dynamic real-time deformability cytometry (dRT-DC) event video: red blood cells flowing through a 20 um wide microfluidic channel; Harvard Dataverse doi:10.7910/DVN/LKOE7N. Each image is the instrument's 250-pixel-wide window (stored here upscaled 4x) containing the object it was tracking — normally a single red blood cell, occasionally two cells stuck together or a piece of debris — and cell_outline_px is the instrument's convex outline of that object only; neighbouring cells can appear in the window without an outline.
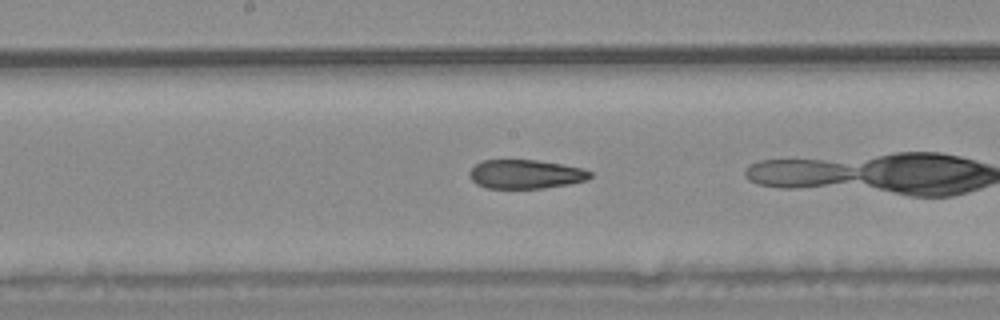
{"species": "common noctule bat (a hibernating species)", "species_latin": "Nyctalus noctula", "temperature_condition": "warm", "stored_images_in_passage": 39, "camera_frame_rate_fps": 3000, "um_per_image_px": 0.085, "animal": {"sex": "male", "body_mass_g": 20.4}, "frame": {"image": 1, "passage_image": 25, "time_ms": 8.0, "image_size_px": [1000, 320], "cell_outline_px": [[592, 176], [588, 180], [568, 184], [544, 188], [488, 188], [476, 184], [468, 176], [468, 172], [476, 164], [484, 160], [536, 160], [584, 168], [592, 172]], "centroid_in_image_um": [44.68, 14.81], "position_along_channel_um": 203.5, "area_um2": 20.4}}